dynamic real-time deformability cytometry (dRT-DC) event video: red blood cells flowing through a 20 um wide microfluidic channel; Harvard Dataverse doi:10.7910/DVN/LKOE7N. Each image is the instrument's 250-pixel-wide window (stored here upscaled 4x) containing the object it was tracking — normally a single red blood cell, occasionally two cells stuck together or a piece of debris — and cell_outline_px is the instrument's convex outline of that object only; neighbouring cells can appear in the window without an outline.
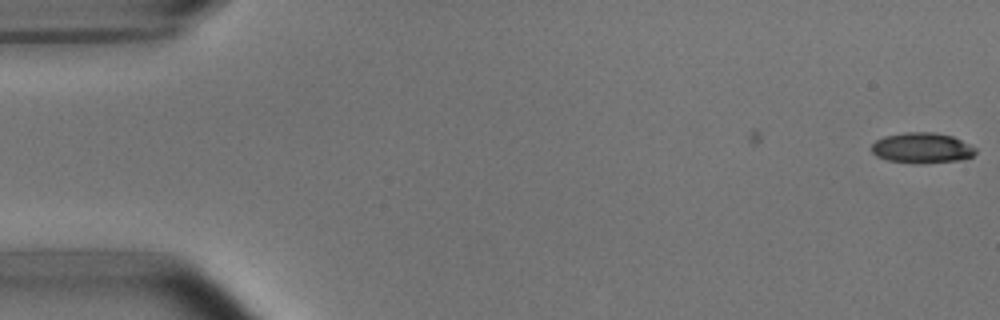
{"species": "common noctule bat (a hibernating species)", "species_latin": "Nyctalus noctula", "temperature_condition": "room temperature", "stored_images_in_passage": 5, "camera_frame_rate_fps": 3000, "um_per_image_px": 0.085, "animal": {"sex": "male", "body_mass_g": 15.6}, "frame": {"image": 1, "passage_image": 5, "time_ms": 1.333, "image_size_px": [1000, 320], "cell_outline_px": [[976, 152], [972, 156], [960, 160], [888, 160], [876, 156], [872, 152], [872, 144], [876, 140], [884, 136], [904, 132], [936, 132], [952, 136], [976, 148]], "centroid_in_image_um": [78.35, 12.5], "position_along_channel_um": 6.7, "area_um2": 17.46}}